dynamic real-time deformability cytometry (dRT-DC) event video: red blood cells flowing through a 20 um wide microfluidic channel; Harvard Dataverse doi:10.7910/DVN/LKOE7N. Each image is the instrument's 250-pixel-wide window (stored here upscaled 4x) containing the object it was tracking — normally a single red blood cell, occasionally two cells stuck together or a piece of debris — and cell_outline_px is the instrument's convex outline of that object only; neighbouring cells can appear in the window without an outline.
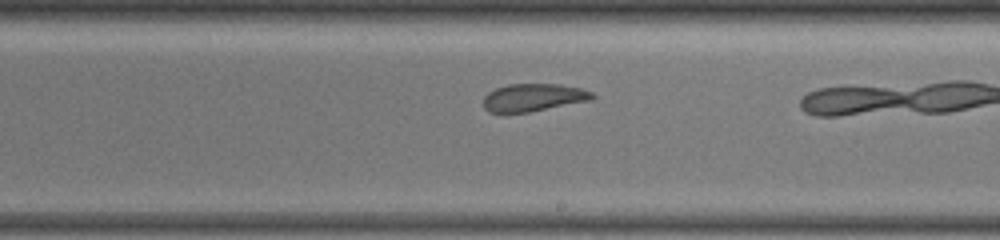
{"species": "common noctule bat (a hibernating species)", "species_latin": "Nyctalus noctula", "temperature_condition": "warm", "stored_images_in_passage": 29, "camera_frame_rate_fps": 3000, "um_per_image_px": 0.085, "animal": {"sex": "female", "body_mass_g": 19.5, "forearm_length_mm": 54.1}, "frame": {"image": 1, "passage_image": 15, "time_ms": 2.0, "image_size_px": [1000, 240], "cell_outline_px": [[596, 96], [592, 100], [528, 112], [488, 112], [484, 108], [484, 96], [488, 92], [496, 88], [508, 84], [560, 84], [580, 88], [592, 92]], "centroid_in_image_um": [45.35, 8.28], "position_along_channel_um": 243.7, "area_um2": 17.51}}
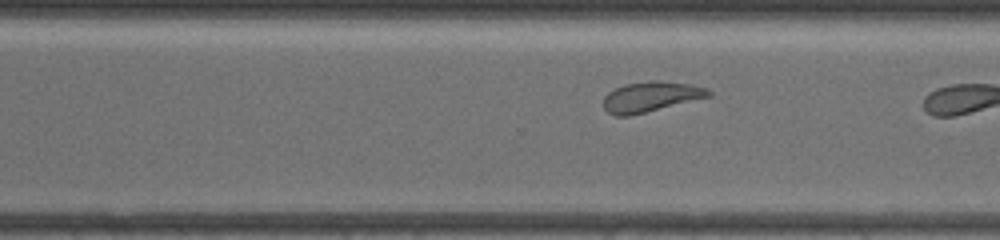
{"frame": {"image": 2, "passage_image": 25, "time_ms": 4.0, "image_size_px": [1000, 240], "cell_outline_px": [[712, 96], [628, 116], [616, 116], [608, 112], [604, 108], [604, 96], [608, 92], [624, 84], [656, 80], [692, 84], [708, 88], [712, 92]], "centroid_in_image_um": [55.34, 8.21], "position_along_channel_um": 315.3, "area_um2": 18.44}}